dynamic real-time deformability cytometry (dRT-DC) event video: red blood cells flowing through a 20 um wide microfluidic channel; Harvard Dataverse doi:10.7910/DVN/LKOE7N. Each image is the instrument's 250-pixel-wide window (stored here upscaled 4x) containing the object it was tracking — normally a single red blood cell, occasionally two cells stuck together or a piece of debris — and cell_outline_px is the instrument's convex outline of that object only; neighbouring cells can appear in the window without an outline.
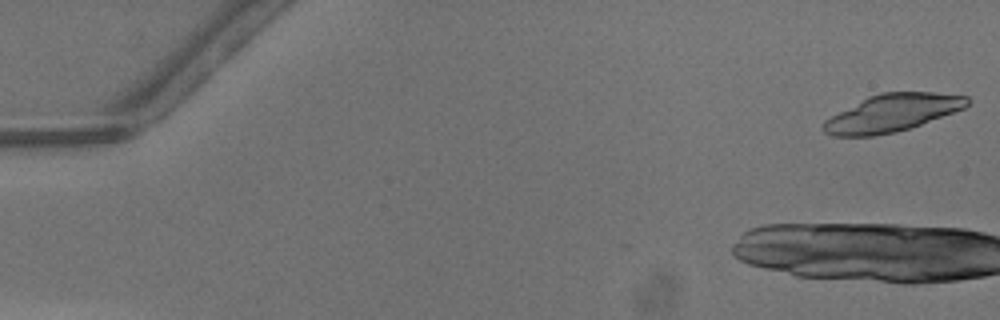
{"species": "common noctule bat (a hibernating species)", "species_latin": "Nyctalus noctula", "temperature_condition": "warm", "stored_images_in_passage": 13, "camera_frame_rate_fps": 3000, "um_per_image_px": 0.085, "animal": {"sex": "male", "body_mass_g": 13.3}, "frame": {"image": 1, "passage_image": 1, "time_ms": 0.0, "image_size_px": [1000, 320], "cell_outline_px": [[968, 104], [964, 108], [920, 124], [896, 132], [872, 136], [832, 136], [824, 132], [820, 128], [824, 120], [868, 96], [880, 92], [932, 92], [968, 96]], "centroid_in_image_um": [75.78, 9.6], "position_along_channel_um": 9.2, "area_um2": 31.1}}